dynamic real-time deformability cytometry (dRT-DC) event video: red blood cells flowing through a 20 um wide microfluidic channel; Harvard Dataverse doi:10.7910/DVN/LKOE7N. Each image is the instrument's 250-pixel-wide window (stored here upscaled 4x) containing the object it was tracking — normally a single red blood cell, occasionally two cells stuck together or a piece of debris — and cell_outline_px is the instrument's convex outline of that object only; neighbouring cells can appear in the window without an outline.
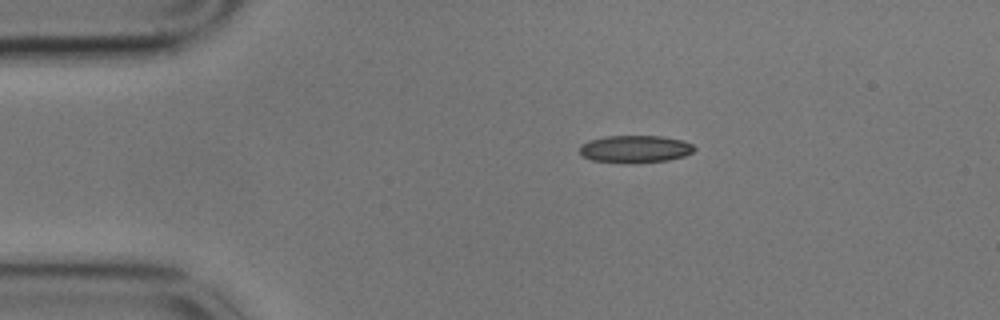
{"species": "common noctule bat (a hibernating species)", "species_latin": "Nyctalus noctula", "temperature_condition": "cold", "stored_images_in_passage": 11, "camera_frame_rate_fps": 3000, "um_per_image_px": 0.085, "animal": {"sex": "male", "body_mass_g": 17.9}, "frame": {"image": 1, "passage_image": 1, "time_ms": 0.0, "image_size_px": [1000, 320], "cell_outline_px": [[696, 148], [692, 152], [684, 156], [668, 160], [624, 164], [592, 160], [584, 156], [580, 152], [580, 144], [588, 140], [608, 136], [664, 136], [684, 140], [692, 144]], "centroid_in_image_um": [53.99, 12.67], "position_along_channel_um": 31.0, "area_um2": 18.5}}